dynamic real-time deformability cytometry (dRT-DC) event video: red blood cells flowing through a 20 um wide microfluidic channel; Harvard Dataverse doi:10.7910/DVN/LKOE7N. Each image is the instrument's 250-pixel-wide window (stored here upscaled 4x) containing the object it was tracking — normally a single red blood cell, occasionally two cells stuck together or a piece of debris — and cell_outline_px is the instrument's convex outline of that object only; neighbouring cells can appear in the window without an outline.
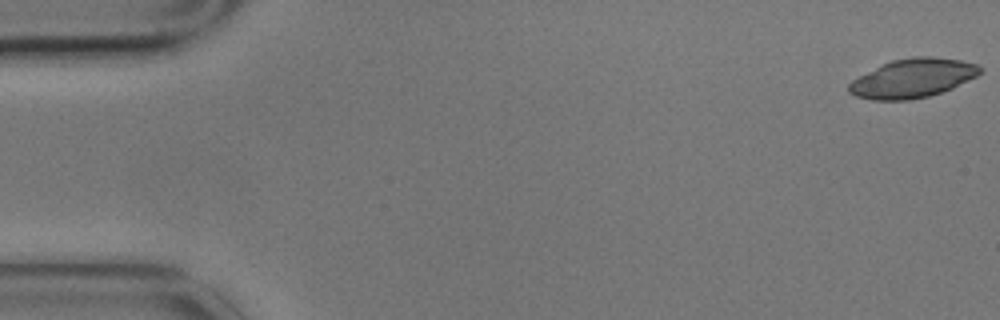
{"species": "common noctule bat (a hibernating species)", "species_latin": "Nyctalus noctula", "temperature_condition": "cold", "stored_images_in_passage": 5, "camera_frame_rate_fps": 3000, "um_per_image_px": 0.085, "animal": {"sex": "male", "body_mass_g": 17.9}, "frame": {"image": 1, "passage_image": 1, "time_ms": 0.0, "image_size_px": [1000, 320], "cell_outline_px": [[980, 72], [976, 76], [952, 88], [928, 96], [912, 100], [872, 100], [856, 96], [848, 92], [848, 84], [852, 80], [880, 64], [892, 60], [912, 56], [932, 56], [960, 60], [976, 64], [980, 68]], "centroid_in_image_um": [77.53, 6.64], "position_along_channel_um": 7.5, "area_um2": 29.71}}